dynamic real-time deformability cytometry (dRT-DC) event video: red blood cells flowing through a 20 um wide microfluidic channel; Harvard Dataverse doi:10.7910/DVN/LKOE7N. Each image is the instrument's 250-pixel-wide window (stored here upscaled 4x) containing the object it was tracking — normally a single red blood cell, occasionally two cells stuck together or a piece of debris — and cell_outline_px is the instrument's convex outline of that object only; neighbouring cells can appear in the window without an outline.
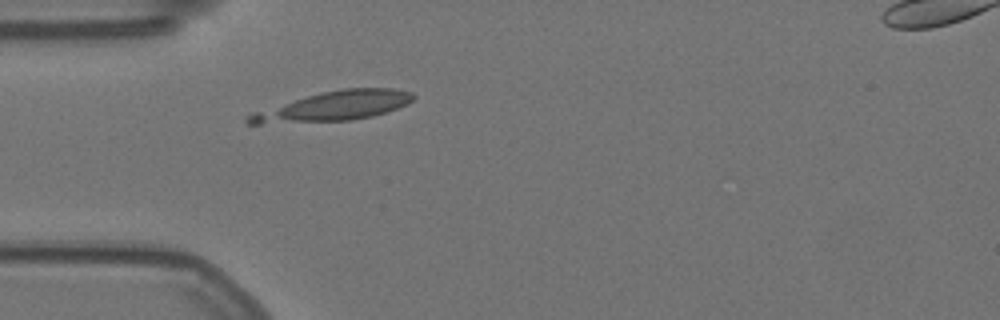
{"species": "Egyptian fruit bat (a non-hibernating species)", "species_latin": "Rousettus aegyptiacus", "temperature_condition": "warm", "stored_images_in_passage": 41, "camera_frame_rate_fps": 3000, "um_per_image_px": 0.085, "animal": {"sex": "female"}, "frame": {"image": 1, "passage_image": 1, "time_ms": 0.0, "image_size_px": [1000, 320], "cell_outline_px": [[416, 96], [408, 104], [372, 116], [352, 120], [260, 124], [248, 124], [244, 120], [244, 116], [252, 112], [320, 92], [344, 88], [392, 88], [412, 92]], "centroid_in_image_um": [28.33, 9.03], "position_along_channel_um": 56.7, "area_um2": 28.26}}
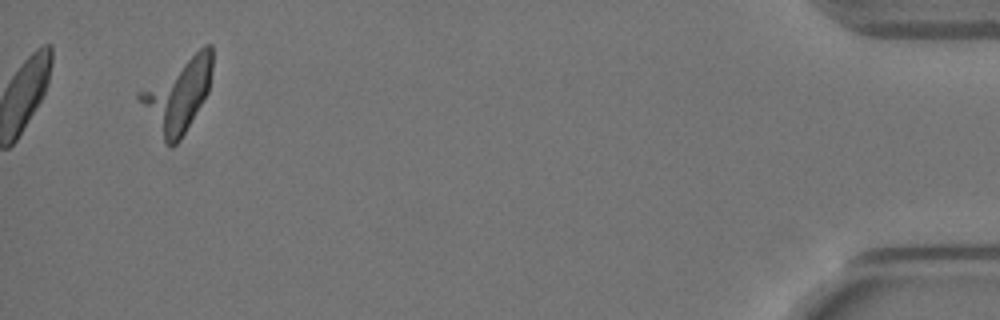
{"frame": {"image": 2, "passage_image": 39, "time_ms": 12.667, "image_size_px": [1000, 320], "cell_outline_px": [[212, 68], [208, 92], [180, 140], [176, 144], [168, 144], [164, 140], [136, 100], [136, 92], [204, 44], [212, 44]], "centroid_in_image_um": [15.11, 8.01], "position_along_channel_um": 420.1, "area_um2": 30.63}}